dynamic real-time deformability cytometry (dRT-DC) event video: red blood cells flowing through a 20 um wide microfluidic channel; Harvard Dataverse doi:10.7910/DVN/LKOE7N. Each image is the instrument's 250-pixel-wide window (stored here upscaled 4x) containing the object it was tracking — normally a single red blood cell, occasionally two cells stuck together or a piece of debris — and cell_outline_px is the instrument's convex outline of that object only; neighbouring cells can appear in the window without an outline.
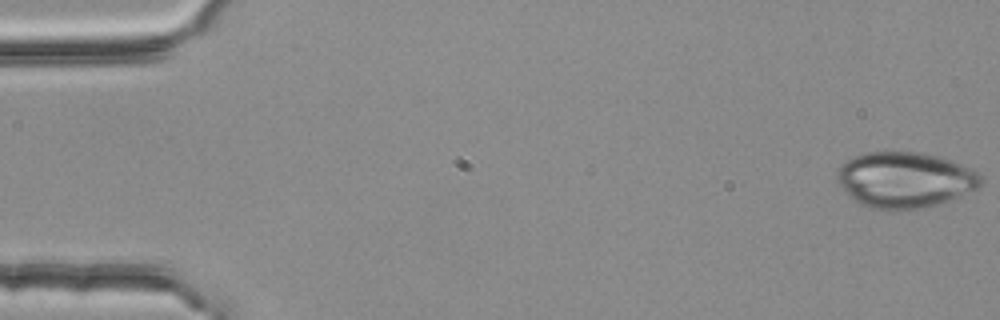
{"species": "common noctule bat (a hibernating species)", "species_latin": "Nyctalus noctula", "temperature_condition": "room temperature", "stored_images_in_passage": 5, "camera_frame_rate_fps": 3000, "um_per_image_px": 0.085, "animal": {"sex": "female", "body_mass_g": 25.1}, "frame": {"image": 1, "passage_image": 1, "time_ms": 0.0, "image_size_px": [1000, 320], "cell_outline_px": [[984, 180], [980, 188], [948, 200], [936, 204], [920, 208], [872, 208], [860, 204], [836, 180], [836, 172], [840, 164], [852, 156], [868, 152], [920, 152], [940, 156], [972, 168], [980, 172], [984, 176]], "centroid_in_image_um": [76.97, 15.24], "position_along_channel_um": 8.0, "area_um2": 46.59}}